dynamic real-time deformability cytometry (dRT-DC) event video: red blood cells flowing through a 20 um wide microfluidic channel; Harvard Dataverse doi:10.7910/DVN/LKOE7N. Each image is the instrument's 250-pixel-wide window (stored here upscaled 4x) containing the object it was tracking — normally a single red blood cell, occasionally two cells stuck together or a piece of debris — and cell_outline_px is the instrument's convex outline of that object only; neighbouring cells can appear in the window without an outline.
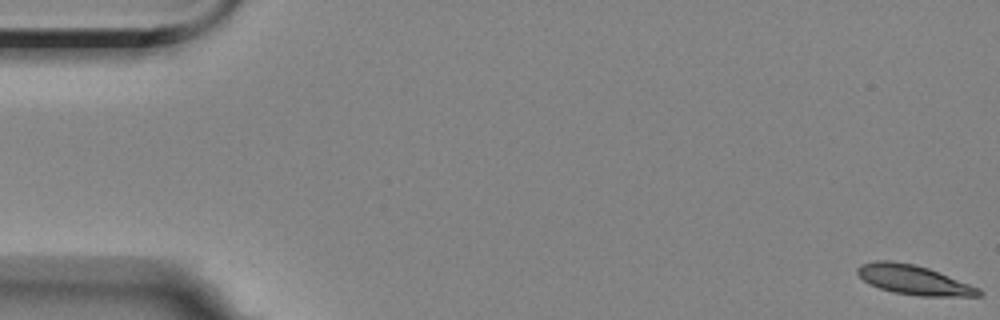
{"species": "Egyptian fruit bat (a non-hibernating species)", "species_latin": "Rousettus aegyptiacus", "temperature_condition": "room temperature", "stored_images_in_passage": 5, "segment_of_instrument_passage": [2, 2], "camera_frame_rate_fps": 3000, "um_per_image_px": 0.085, "animal": {"sex": "female"}, "frame": {"image": 1, "passage_image": 5, "time_ms": 4.667, "image_size_px": [1000, 320], "cell_outline_px": [[984, 292], [980, 296], [920, 296], [892, 292], [868, 284], [856, 272], [856, 268], [860, 264], [876, 260], [892, 260], [916, 264], [928, 268], [980, 288]], "centroid_in_image_um": [77.65, 23.78], "position_along_channel_um": 7.4, "area_um2": 20.98}}